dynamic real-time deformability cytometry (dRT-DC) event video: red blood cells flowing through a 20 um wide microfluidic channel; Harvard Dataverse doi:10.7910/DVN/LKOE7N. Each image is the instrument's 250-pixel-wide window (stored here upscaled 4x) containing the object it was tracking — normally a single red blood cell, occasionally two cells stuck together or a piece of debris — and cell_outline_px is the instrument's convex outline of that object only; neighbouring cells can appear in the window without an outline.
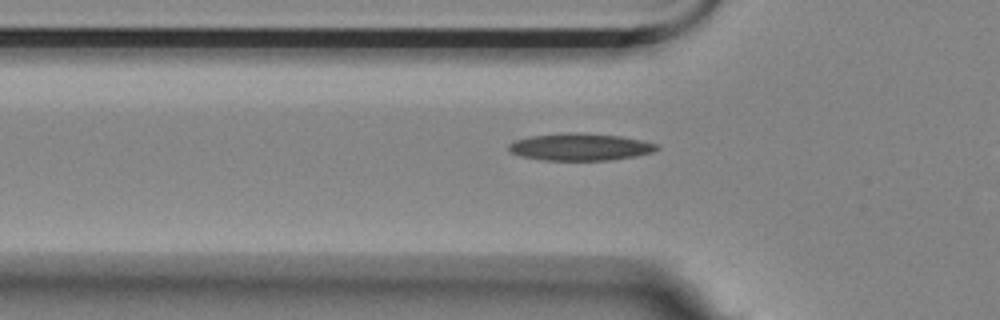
{"species": "Egyptian fruit bat (a non-hibernating species)", "species_latin": "Rousettus aegyptiacus", "temperature_condition": "room temperature", "stored_images_in_passage": 20, "camera_frame_rate_fps": 3000, "um_per_image_px": 0.085, "animal": {"sex": "female"}, "frame": {"image": 1, "passage_image": 3, "time_ms": 0.667, "image_size_px": [1000, 320], "cell_outline_px": [[660, 148], [652, 152], [636, 156], [612, 160], [544, 160], [520, 156], [512, 152], [508, 148], [508, 144], [516, 140], [528, 136], [568, 132], [572, 132], [620, 136], [640, 140], [656, 144]], "centroid_in_image_um": [49.29, 12.49], "position_along_channel_um": 76.5, "area_um2": 23.35}}
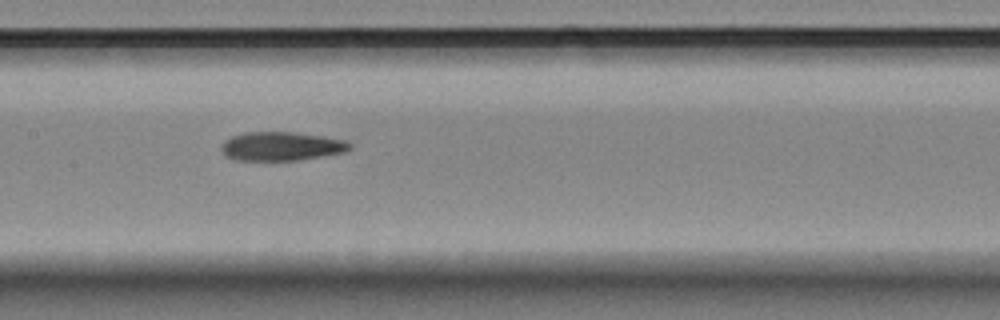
{"frame": {"image": 2, "passage_image": 12, "time_ms": 3.667, "image_size_px": [1000, 320], "cell_outline_px": [[352, 148], [344, 152], [296, 160], [236, 160], [224, 156], [220, 148], [224, 140], [232, 136], [244, 132], [292, 132], [324, 136], [348, 140], [352, 144]], "centroid_in_image_um": [23.91, 12.42], "position_along_channel_um": 183.5, "area_um2": 21.68}}
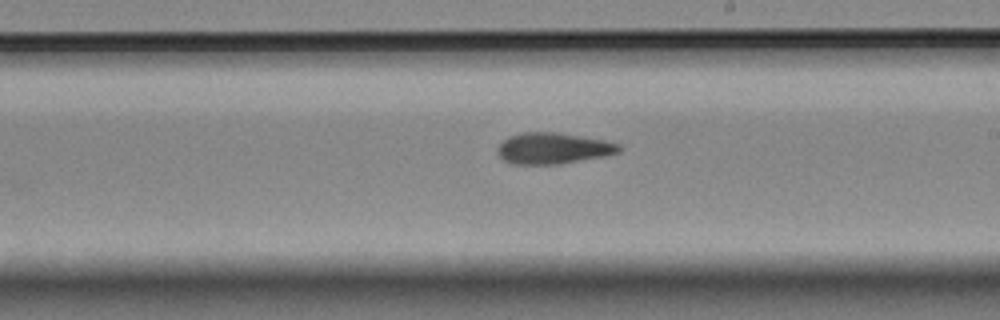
{"frame": {"image": 3, "passage_image": 17, "time_ms": 5.333, "image_size_px": [1000, 320], "cell_outline_px": [[624, 148], [620, 152], [604, 156], [560, 164], [512, 164], [500, 160], [496, 152], [496, 148], [508, 136], [520, 132], [556, 132], [604, 140], [620, 144]], "centroid_in_image_um": [46.98, 12.61], "position_along_channel_um": 242.0, "area_um2": 22.37}}